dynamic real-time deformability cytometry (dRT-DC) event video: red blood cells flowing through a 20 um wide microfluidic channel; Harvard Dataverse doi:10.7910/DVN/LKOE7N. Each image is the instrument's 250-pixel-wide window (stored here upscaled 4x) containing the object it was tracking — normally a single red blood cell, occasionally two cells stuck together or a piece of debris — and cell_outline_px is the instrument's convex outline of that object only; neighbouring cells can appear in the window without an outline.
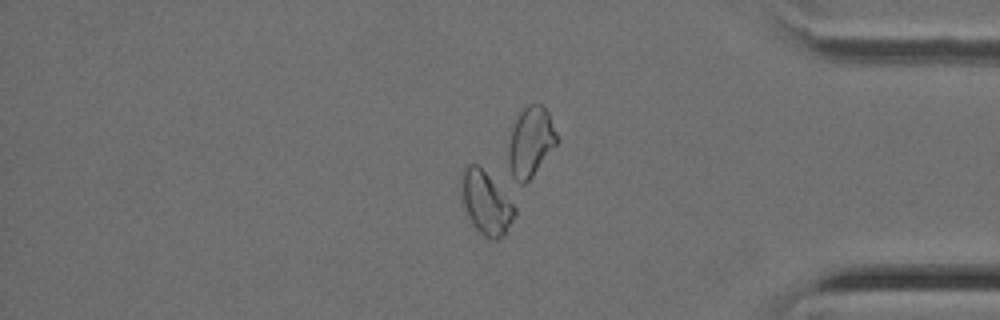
{"species": "Egyptian fruit bat (a non-hibernating species)", "species_latin": "Rousettus aegyptiacus", "temperature_condition": "cold", "stored_images_in_passage": 47, "camera_frame_rate_fps": 3000, "um_per_image_px": 0.085, "animal": {"sex": "female"}, "frame": {"image": 1, "passage_image": 40, "time_ms": 13.0, "image_size_px": [1000, 320], "cell_outline_px": [[516, 216], [504, 236], [496, 240], [488, 240], [472, 224], [468, 216], [464, 204], [460, 180], [460, 172], [468, 164], [476, 164], [488, 176], [516, 208]], "centroid_in_image_um": [41.3, 17.29], "position_along_channel_um": 393.9, "area_um2": 19.25}}